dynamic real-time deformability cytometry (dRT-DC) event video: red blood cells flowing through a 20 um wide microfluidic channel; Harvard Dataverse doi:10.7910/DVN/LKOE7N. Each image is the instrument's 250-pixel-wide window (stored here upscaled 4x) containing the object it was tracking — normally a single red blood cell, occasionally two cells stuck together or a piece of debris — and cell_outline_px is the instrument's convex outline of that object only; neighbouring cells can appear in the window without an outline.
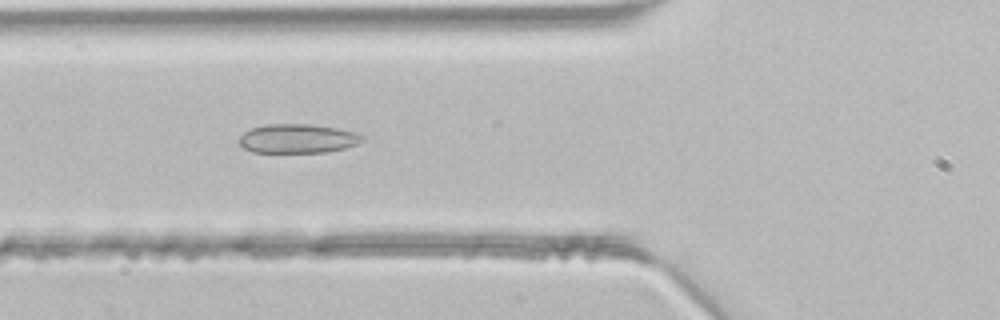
{"species": "common noctule bat (a hibernating species)", "species_latin": "Nyctalus noctula", "temperature_condition": "room temperature", "stored_images_in_passage": 7, "camera_frame_rate_fps": 3000, "um_per_image_px": 0.085, "animal": {"sex": "male", "body_mass_g": 21.5, "forearm_length_mm": 52.0}, "frame": {"image": 1, "passage_image": 5, "time_ms": 1.333, "image_size_px": [1000, 320], "cell_outline_px": [[364, 140], [356, 144], [344, 148], [324, 152], [252, 152], [244, 148], [236, 140], [244, 132], [252, 128], [268, 124], [308, 124], [336, 128], [356, 132], [364, 136]], "centroid_in_image_um": [25.28, 11.78], "position_along_channel_um": 100.5, "area_um2": 20.81}}